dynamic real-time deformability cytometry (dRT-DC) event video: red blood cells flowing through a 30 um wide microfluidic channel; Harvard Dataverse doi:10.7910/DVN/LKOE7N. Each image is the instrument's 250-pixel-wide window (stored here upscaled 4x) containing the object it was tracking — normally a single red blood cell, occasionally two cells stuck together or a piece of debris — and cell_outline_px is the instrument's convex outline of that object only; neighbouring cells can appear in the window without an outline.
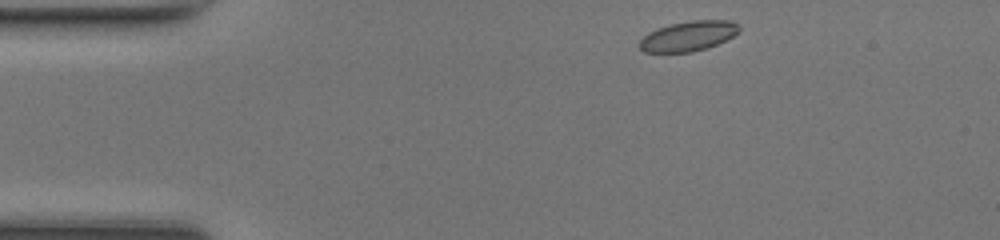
{"species": "common noctule bat (a hibernating species)", "species_latin": "Nyctalus noctula", "temperature_condition": "room temperature", "stored_images_in_passage": 41, "camera_frame_rate_fps": 3000, "um_per_image_px": 0.085, "animal": {"sex": "female", "body_mass_g": 17.0, "forearm_length_mm": 48.0}, "frame": {"image": 1, "passage_image": 1, "time_ms": 0.0, "image_size_px": [1000, 240], "cell_outline_px": [[740, 32], [708, 48], [692, 52], [644, 52], [640, 48], [640, 40], [648, 32], [656, 28], [668, 24], [692, 20], [732, 20], [740, 28]], "centroid_in_image_um": [58.5, 3.05], "position_along_channel_um": 26.5, "area_um2": 17.46}}
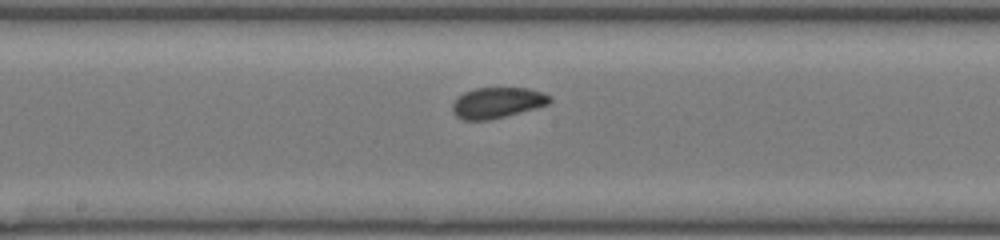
{"frame": {"image": 2, "passage_image": 18, "time_ms": 5.667, "image_size_px": [1000, 240], "cell_outline_px": [[552, 100], [548, 104], [520, 112], [488, 120], [464, 120], [456, 116], [452, 112], [452, 104], [464, 92], [476, 88], [528, 88], [544, 92], [552, 96]], "centroid_in_image_um": [42.28, 8.72], "position_along_channel_um": 205.9, "area_um2": 17.34}}
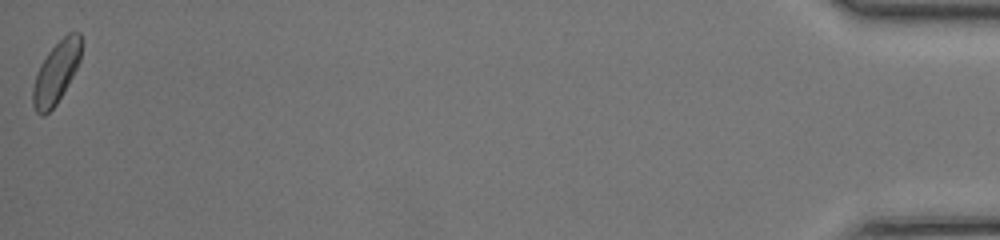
{"frame": {"image": 3, "passage_image": 41, "time_ms": 13.333, "image_size_px": [1000, 240], "cell_outline_px": [[80, 60], [72, 76], [56, 104], [44, 116], [40, 116], [36, 112], [32, 104], [32, 88], [40, 64], [48, 52], [68, 32], [80, 32]], "centroid_in_image_um": [4.74, 6.19], "position_along_channel_um": 430.5, "area_um2": 17.05}, "authors_computed_cell_mechanics": {"area_um2": 17.34, "velocity_mm_per_s": 4.3098, "shape_relaxation_time_tau1_ms": 1.1081, "shape_relaxation_time_tau2_ms": null, "deformation_change_tau1": 0.0471, "deformation_change_tau2": null}}